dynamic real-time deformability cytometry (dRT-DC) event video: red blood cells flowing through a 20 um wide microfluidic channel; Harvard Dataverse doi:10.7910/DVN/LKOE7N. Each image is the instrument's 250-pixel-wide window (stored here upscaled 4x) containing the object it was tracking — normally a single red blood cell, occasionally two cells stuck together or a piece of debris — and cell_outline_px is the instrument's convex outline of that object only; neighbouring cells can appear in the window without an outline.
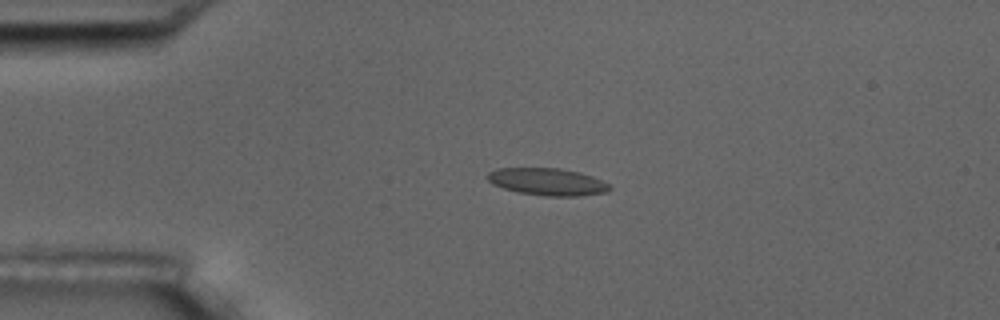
{"species": "common noctule bat (a hibernating species)", "species_latin": "Nyctalus noctula", "temperature_condition": "room temperature", "stored_images_in_passage": 4, "camera_frame_rate_fps": 3000, "um_per_image_px": 0.085, "animal": {"sex": "male", "body_mass_g": 17.5, "forearm_length_mm": 52.3}, "frame": {"image": 1, "passage_image": 3, "time_ms": 2.333, "image_size_px": [1000, 320], "cell_outline_px": [[612, 188], [608, 192], [580, 196], [544, 196], [520, 192], [504, 188], [492, 184], [484, 176], [488, 172], [496, 168], [560, 168], [580, 172], [592, 176], [608, 184]], "centroid_in_image_um": [46.51, 15.44], "position_along_channel_um": 38.5, "area_um2": 19.48}}